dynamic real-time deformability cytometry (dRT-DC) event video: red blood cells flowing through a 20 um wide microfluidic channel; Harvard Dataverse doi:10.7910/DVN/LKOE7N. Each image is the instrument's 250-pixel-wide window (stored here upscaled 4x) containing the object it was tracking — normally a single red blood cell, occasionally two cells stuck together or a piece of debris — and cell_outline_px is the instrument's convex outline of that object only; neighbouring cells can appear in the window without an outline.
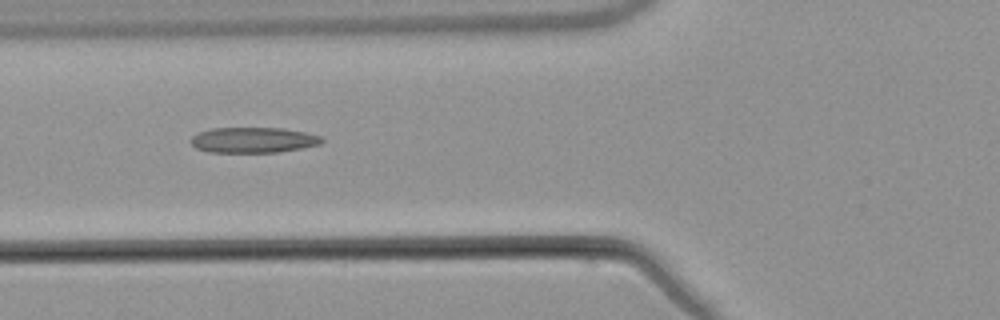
{"species": "common noctule bat (a hibernating species)", "species_latin": "Nyctalus noctula", "temperature_condition": "warm", "stored_images_in_passage": 7, "camera_frame_rate_fps": 3000, "um_per_image_px": 0.085, "animal": {"sex": "male", "body_mass_g": 21.5, "forearm_length_mm": 52.0}, "frame": {"image": 1, "passage_image": 6, "time_ms": 6.333, "image_size_px": [1000, 320], "cell_outline_px": [[324, 140], [320, 144], [280, 152], [208, 152], [196, 148], [188, 140], [192, 136], [200, 132], [212, 128], [284, 128], [304, 132], [320, 136]], "centroid_in_image_um": [21.5, 11.9], "position_along_channel_um": 104.3, "area_um2": 19.42}}
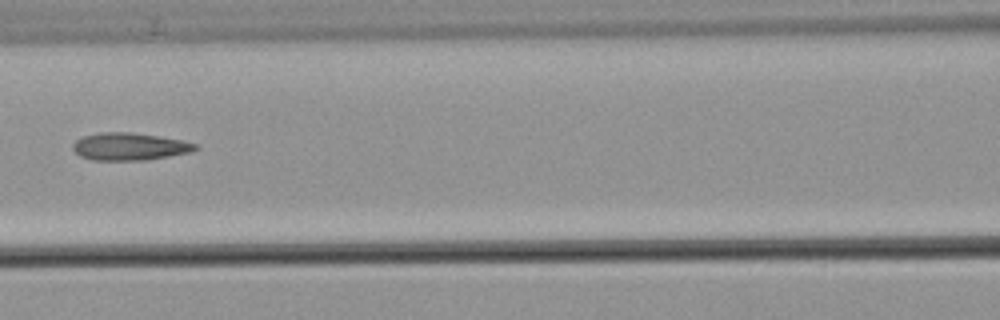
{"frame": {"image": 2, "passage_image": 7, "time_ms": 7.667, "image_size_px": [1000, 320], "cell_outline_px": [[200, 148], [192, 152], [148, 160], [92, 160], [80, 156], [72, 148], [72, 144], [76, 140], [84, 136], [100, 132], [128, 132], [160, 136], [200, 144]], "centroid_in_image_um": [11.05, 12.46], "position_along_channel_um": 155.5, "area_um2": 19.77}}